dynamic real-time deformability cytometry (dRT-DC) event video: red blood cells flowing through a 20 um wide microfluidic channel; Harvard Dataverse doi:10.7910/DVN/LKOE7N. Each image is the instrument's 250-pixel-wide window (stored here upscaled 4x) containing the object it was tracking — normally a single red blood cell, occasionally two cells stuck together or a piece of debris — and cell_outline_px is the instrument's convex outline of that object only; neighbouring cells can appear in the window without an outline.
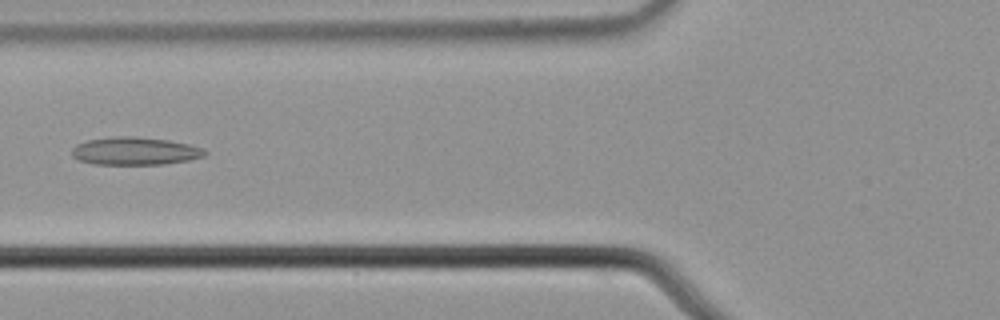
{"species": "common noctule bat (a hibernating species)", "species_latin": "Nyctalus noctula", "temperature_condition": "cold", "stored_images_in_passage": 5, "camera_frame_rate_fps": 3000, "um_per_image_px": 0.085, "animal": {"sex": "male", "body_mass_g": 21.5, "forearm_length_mm": 52.0}, "frame": {"image": 1, "passage_image": 5, "time_ms": 1.333, "image_size_px": [1000, 320], "cell_outline_px": [[208, 152], [204, 156], [188, 160], [164, 164], [92, 164], [80, 160], [72, 156], [72, 148], [76, 144], [88, 140], [116, 136], [136, 136], [168, 140], [188, 144], [204, 148]], "centroid_in_image_um": [11.48, 12.83], "position_along_channel_um": 114.3, "area_um2": 21.56}}